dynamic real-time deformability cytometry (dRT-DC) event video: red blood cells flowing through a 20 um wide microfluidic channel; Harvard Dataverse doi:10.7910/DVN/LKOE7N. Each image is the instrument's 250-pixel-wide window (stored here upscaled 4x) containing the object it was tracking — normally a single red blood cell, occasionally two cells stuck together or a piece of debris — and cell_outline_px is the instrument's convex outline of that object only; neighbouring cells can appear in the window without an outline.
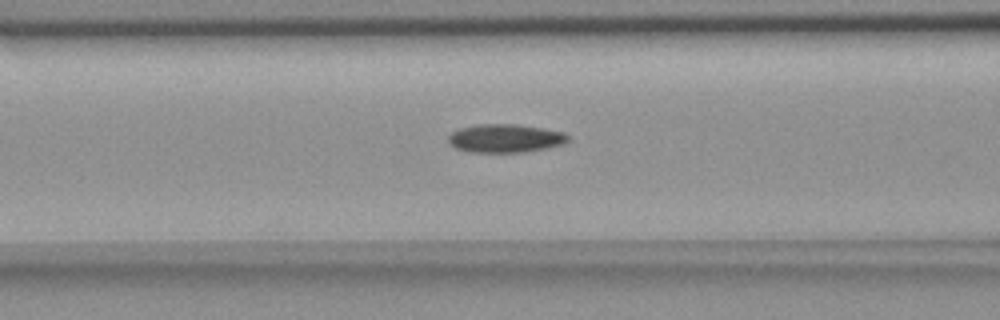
{"species": "common noctule bat (a hibernating species)", "species_latin": "Nyctalus noctula", "temperature_condition": "room temperature", "stored_images_in_passage": 37, "camera_frame_rate_fps": 3000, "um_per_image_px": 0.085, "animal": {"sex": "female", "body_mass_g": 18.4}, "frame": {"image": 1, "passage_image": 11, "time_ms": 3.333, "image_size_px": [1000, 320], "cell_outline_px": [[568, 140], [564, 144], [524, 152], [468, 152], [456, 148], [448, 144], [448, 136], [452, 132], [460, 128], [480, 124], [516, 124], [544, 128], [564, 132], [568, 136]], "centroid_in_image_um": [42.92, 11.75], "position_along_channel_um": 123.7, "area_um2": 19.83}}
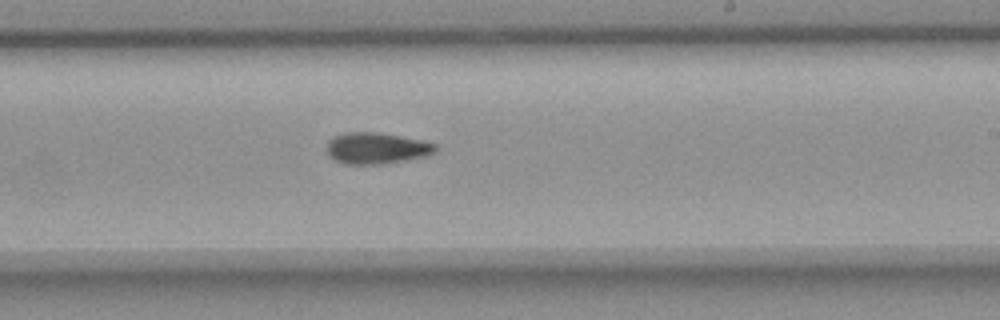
{"frame": {"image": 2, "passage_image": 22, "time_ms": 7.0, "image_size_px": [1000, 320], "cell_outline_px": [[436, 148], [432, 152], [424, 156], [408, 160], [384, 164], [344, 164], [328, 156], [328, 140], [336, 136], [348, 132], [376, 132], [400, 136], [420, 140], [436, 144]], "centroid_in_image_um": [31.98, 12.61], "position_along_channel_um": 257.0, "area_um2": 19.59}}
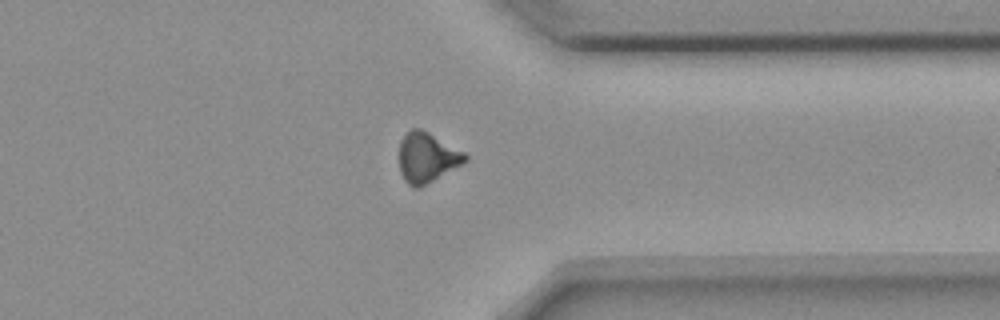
{"frame": {"image": 3, "passage_image": 32, "time_ms": 10.333, "image_size_px": [1000, 320], "cell_outline_px": [[468, 160], [420, 188], [412, 188], [404, 180], [400, 172], [400, 140], [412, 128], [420, 128], [428, 132], [464, 152], [468, 156]], "centroid_in_image_um": [36.28, 13.4], "position_along_channel_um": 375.1, "area_um2": 19.02}}